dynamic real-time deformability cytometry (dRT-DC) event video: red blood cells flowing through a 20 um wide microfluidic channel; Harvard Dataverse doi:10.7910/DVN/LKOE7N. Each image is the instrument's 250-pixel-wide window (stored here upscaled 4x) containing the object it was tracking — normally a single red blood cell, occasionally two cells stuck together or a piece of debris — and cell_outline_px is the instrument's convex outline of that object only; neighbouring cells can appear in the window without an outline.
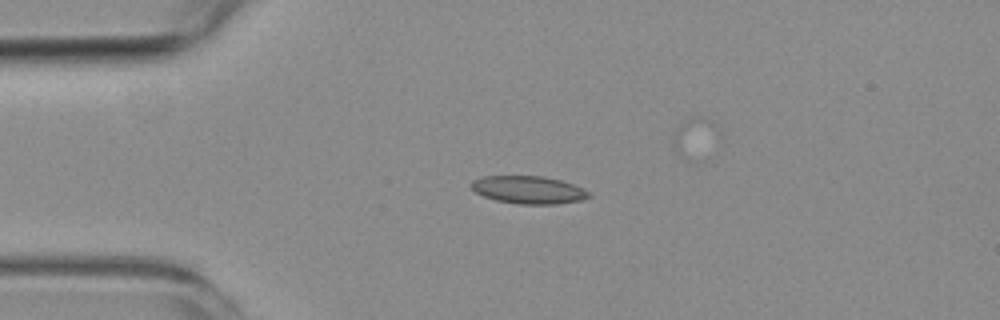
{"species": "common noctule bat (a hibernating species)", "species_latin": "Nyctalus noctula", "temperature_condition": "room temperature", "stored_images_in_passage": 6, "camera_frame_rate_fps": 3000, "um_per_image_px": 0.085, "animal": {"sex": "female", "body_mass_g": 19.3, "forearm_length_mm": 54.1}, "frame": {"image": 1, "passage_image": 3, "time_ms": 3.0, "image_size_px": [1000, 320], "cell_outline_px": [[592, 196], [580, 200], [556, 204], [520, 204], [496, 200], [484, 196], [476, 192], [468, 184], [472, 180], [480, 176], [544, 176], [560, 180], [572, 184], [592, 192]], "centroid_in_image_um": [44.91, 16.13], "position_along_channel_um": 40.1, "area_um2": 19.07}}
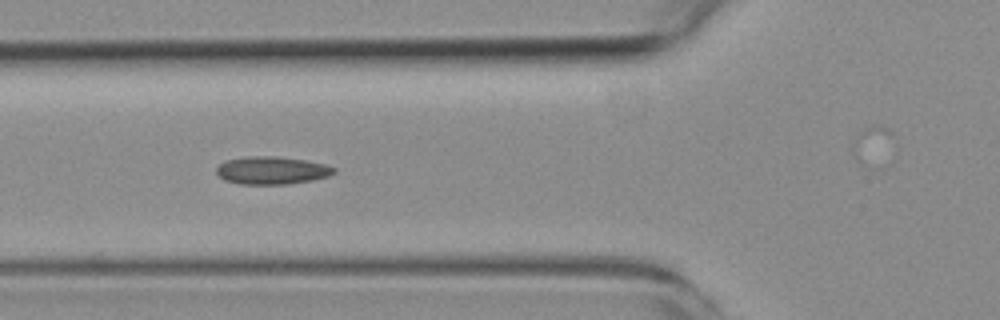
{"frame": {"image": 2, "passage_image": 5, "time_ms": 5.333, "image_size_px": [1000, 320], "cell_outline_px": [[336, 172], [328, 176], [312, 180], [288, 184], [240, 184], [224, 180], [216, 172], [216, 168], [224, 160], [248, 156], [276, 156], [308, 160], [324, 164], [336, 168]], "centroid_in_image_um": [23.1, 14.47], "position_along_channel_um": 102.7, "area_um2": 19.13}}
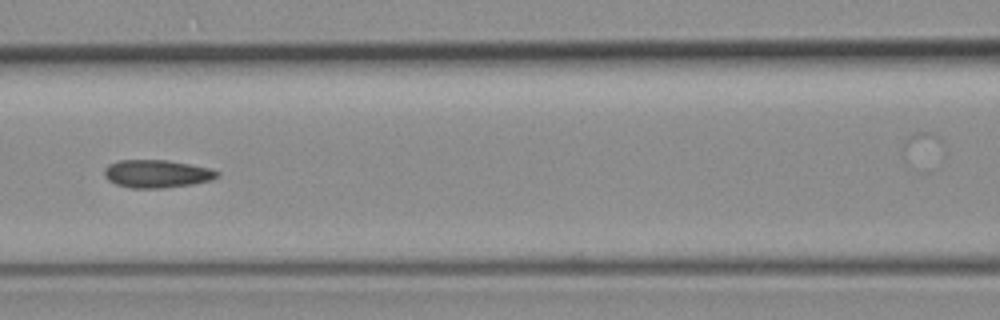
{"frame": {"image": 3, "passage_image": 6, "time_ms": 6.667, "image_size_px": [1000, 320], "cell_outline_px": [[220, 176], [212, 180], [192, 184], [164, 188], [132, 188], [116, 184], [108, 180], [104, 176], [104, 168], [108, 164], [120, 160], [168, 160], [212, 168], [220, 172]], "centroid_in_image_um": [13.36, 14.77], "position_along_channel_um": 153.2, "area_um2": 18.55}}